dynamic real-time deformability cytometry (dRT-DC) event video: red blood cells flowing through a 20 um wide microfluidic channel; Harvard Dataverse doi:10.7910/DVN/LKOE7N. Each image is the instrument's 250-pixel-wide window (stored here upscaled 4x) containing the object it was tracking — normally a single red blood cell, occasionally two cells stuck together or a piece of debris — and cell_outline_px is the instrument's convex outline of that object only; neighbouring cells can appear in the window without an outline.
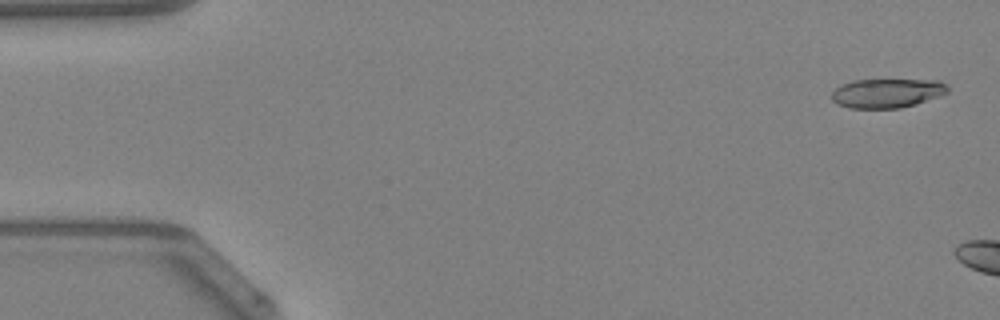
{"species": "Egyptian fruit bat (a non-hibernating species)", "species_latin": "Rousettus aegyptiacus", "temperature_condition": "warm", "stored_images_in_passage": 10, "camera_frame_rate_fps": 3000, "um_per_image_px": 0.085, "animal": {"sex": "female"}, "frame": {"image": 1, "passage_image": 2, "time_ms": 0.333, "image_size_px": [1000, 320], "cell_outline_px": [[948, 92], [940, 96], [916, 104], [900, 108], [848, 108], [836, 104], [832, 100], [832, 92], [836, 88], [852, 80], [940, 80], [948, 88]], "centroid_in_image_um": [75.39, 7.92], "position_along_channel_um": 9.6, "area_um2": 19.71}}